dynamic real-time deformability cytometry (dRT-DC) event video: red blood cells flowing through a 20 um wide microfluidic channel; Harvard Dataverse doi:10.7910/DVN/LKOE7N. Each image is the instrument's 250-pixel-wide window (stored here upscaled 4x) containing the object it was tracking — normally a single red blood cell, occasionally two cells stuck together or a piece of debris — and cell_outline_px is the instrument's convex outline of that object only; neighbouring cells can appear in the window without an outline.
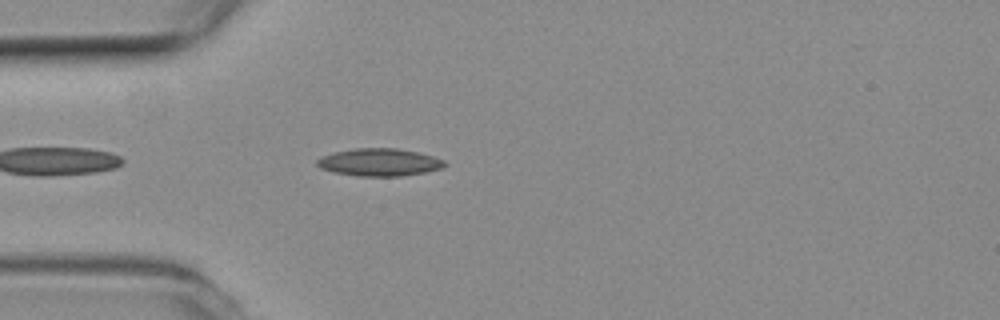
{"species": "common noctule bat (a hibernating species)", "species_latin": "Nyctalus noctula", "temperature_condition": "room temperature", "stored_images_in_passage": 14, "camera_frame_rate_fps": 3000, "um_per_image_px": 0.085, "animal": {"sex": "female", "body_mass_g": 19.3, "forearm_length_mm": 54.1}, "frame": {"image": 1, "passage_image": 3, "time_ms": 0.667, "image_size_px": [1000, 320], "cell_outline_px": [[448, 164], [444, 168], [424, 172], [400, 176], [356, 176], [332, 172], [320, 168], [316, 164], [316, 160], [320, 156], [336, 152], [356, 148], [396, 148], [420, 152], [444, 160]], "centroid_in_image_um": [32.25, 13.79], "position_along_channel_um": 52.8, "area_um2": 20.63}}
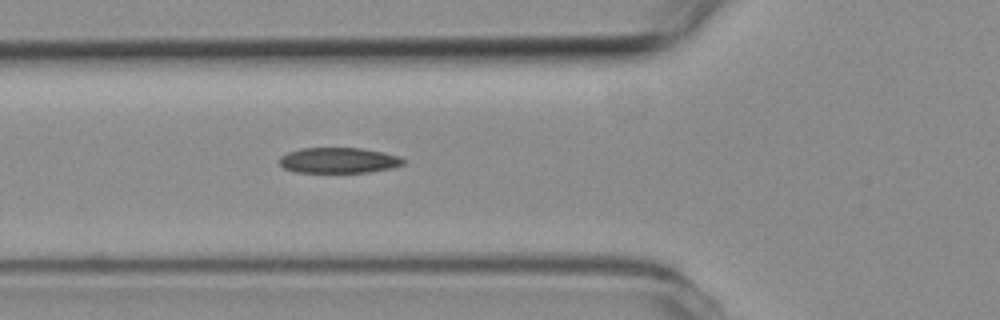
{"frame": {"image": 2, "passage_image": 7, "time_ms": 2.0, "image_size_px": [1000, 320], "cell_outline_px": [[404, 164], [392, 168], [368, 172], [296, 172], [284, 168], [280, 164], [280, 156], [288, 152], [304, 148], [360, 148], [400, 156], [404, 160]], "centroid_in_image_um": [28.78, 13.63], "position_along_channel_um": 97.0, "area_um2": 18.26}}
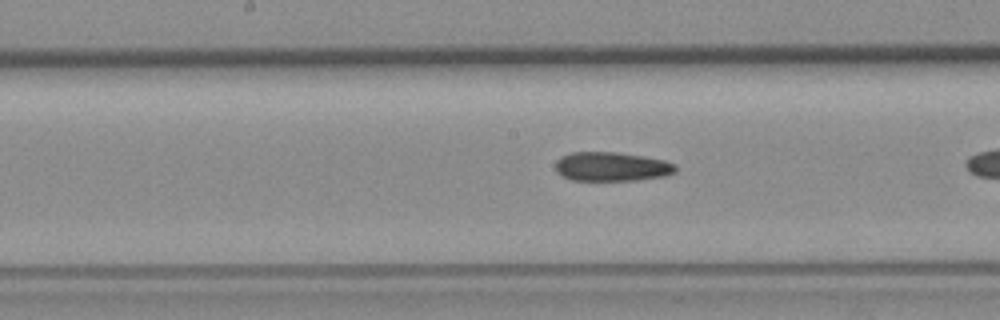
{"frame": {"image": 3, "passage_image": 12, "time_ms": 3.667, "image_size_px": [1000, 320], "cell_outline_px": [[676, 172], [664, 176], [636, 180], [572, 180], [556, 172], [556, 160], [560, 156], [572, 152], [616, 152], [664, 160], [676, 164]], "centroid_in_image_um": [51.98, 14.16], "position_along_channel_um": 196.2, "area_um2": 20.29}}